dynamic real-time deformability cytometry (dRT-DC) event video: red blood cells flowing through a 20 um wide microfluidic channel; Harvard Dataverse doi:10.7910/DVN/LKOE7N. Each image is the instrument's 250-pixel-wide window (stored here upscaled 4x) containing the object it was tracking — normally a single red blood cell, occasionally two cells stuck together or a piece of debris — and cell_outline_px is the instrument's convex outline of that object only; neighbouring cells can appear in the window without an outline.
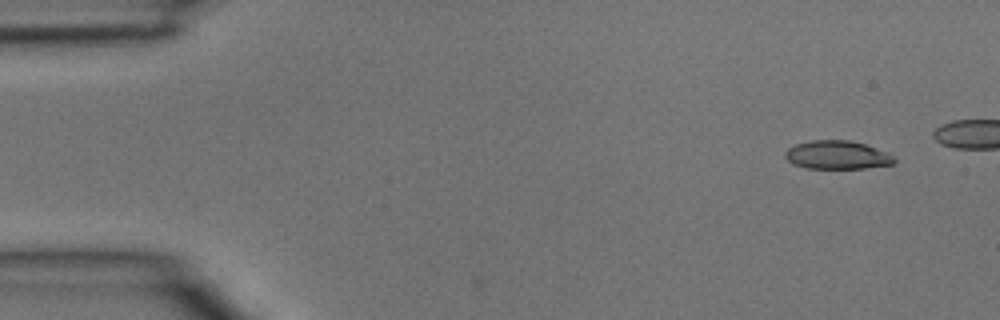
{"species": "common noctule bat (a hibernating species)", "species_latin": "Nyctalus noctula", "temperature_condition": "room temperature", "stored_images_in_passage": 4, "camera_frame_rate_fps": 3000, "um_per_image_px": 0.085, "animal": {"sex": "male", "body_mass_g": 15.6}, "frame": {"image": 1, "passage_image": 1, "time_ms": 0.0, "image_size_px": [1000, 320], "cell_outline_px": [[896, 160], [892, 164], [864, 168], [808, 168], [792, 164], [784, 156], [784, 152], [788, 148], [796, 144], [812, 140], [848, 140], [864, 144], [888, 152]], "centroid_in_image_um": [71.13, 13.17], "position_along_channel_um": 13.9, "area_um2": 17.98}}
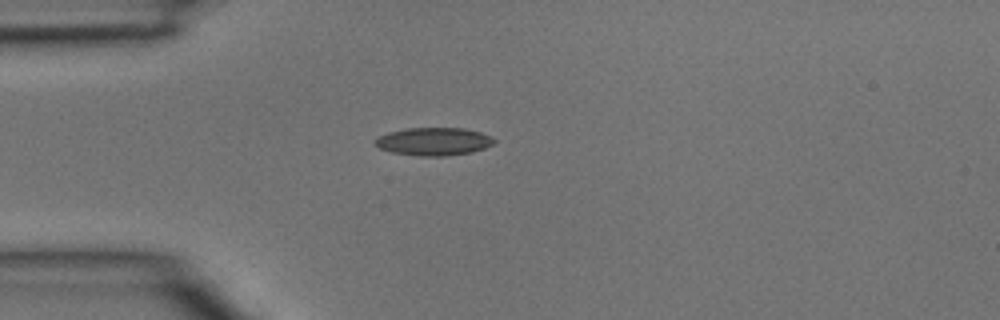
{"frame": {"image": 2, "passage_image": 4, "time_ms": 1.0, "image_size_px": [1000, 320], "cell_outline_px": [[496, 140], [492, 144], [484, 148], [472, 152], [444, 156], [420, 156], [392, 152], [380, 148], [376, 144], [376, 140], [380, 136], [388, 132], [408, 128], [464, 128], [480, 132]], "centroid_in_image_um": [36.88, 12.02], "position_along_channel_um": 48.1, "area_um2": 19.07}}